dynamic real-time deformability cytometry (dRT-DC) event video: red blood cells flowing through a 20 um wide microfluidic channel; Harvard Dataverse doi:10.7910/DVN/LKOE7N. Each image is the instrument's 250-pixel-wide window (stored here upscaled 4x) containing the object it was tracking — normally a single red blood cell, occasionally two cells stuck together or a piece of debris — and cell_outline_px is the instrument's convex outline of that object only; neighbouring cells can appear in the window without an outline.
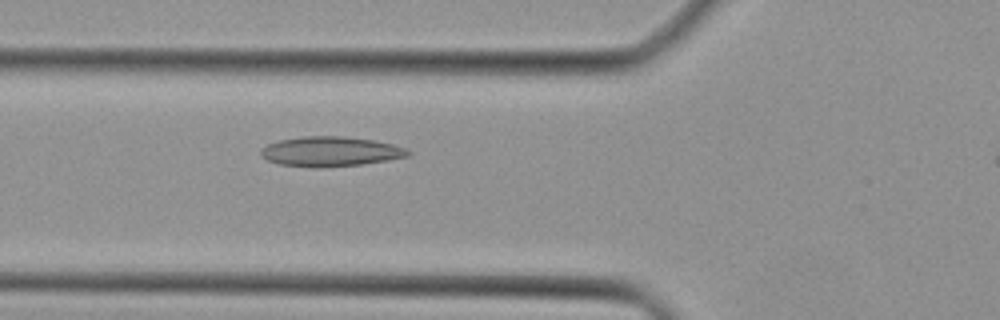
{"species": "Egyptian fruit bat (a non-hibernating species)", "species_latin": "Rousettus aegyptiacus", "temperature_condition": "cold", "stored_images_in_passage": 33, "camera_frame_rate_fps": 3000, "um_per_image_px": 0.085, "animal": {"sex": "female"}, "frame": {"image": 1, "passage_image": 9, "time_ms": 2.667, "image_size_px": [1000, 320], "cell_outline_px": [[412, 152], [408, 156], [388, 160], [360, 164], [316, 168], [280, 164], [268, 160], [260, 156], [260, 148], [268, 144], [280, 140], [300, 136], [344, 136], [372, 140], [392, 144], [404, 148]], "centroid_in_image_um": [28.05, 12.87], "position_along_channel_um": 97.7, "area_um2": 25.49}}
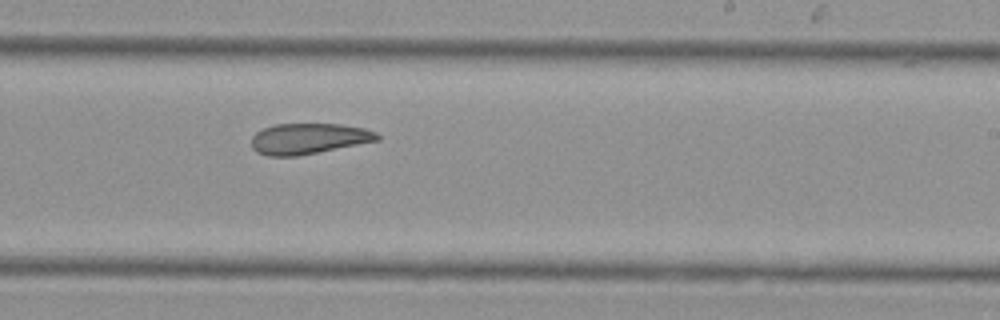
{"frame": {"image": 2, "passage_image": 20, "time_ms": 6.333, "image_size_px": [1000, 320], "cell_outline_px": [[380, 140], [296, 156], [268, 156], [256, 152], [252, 148], [252, 136], [256, 132], [264, 128], [276, 124], [340, 124], [364, 128], [376, 132], [380, 136]], "centroid_in_image_um": [26.22, 11.78], "position_along_channel_um": 262.8, "area_um2": 22.43}}
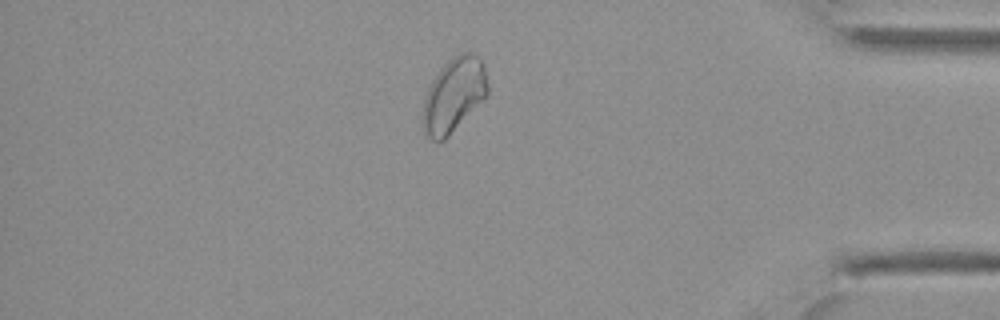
{"frame": {"image": 3, "passage_image": 31, "time_ms": 10.0, "image_size_px": [1000, 320], "cell_outline_px": [[488, 96], [444, 140], [432, 140], [424, 132], [424, 100], [428, 88], [432, 80], [440, 68], [448, 60], [460, 52], [472, 52], [480, 56], [484, 64], [488, 84]], "centroid_in_image_um": [38.62, 8.03], "position_along_channel_um": 396.6, "area_um2": 28.03}}